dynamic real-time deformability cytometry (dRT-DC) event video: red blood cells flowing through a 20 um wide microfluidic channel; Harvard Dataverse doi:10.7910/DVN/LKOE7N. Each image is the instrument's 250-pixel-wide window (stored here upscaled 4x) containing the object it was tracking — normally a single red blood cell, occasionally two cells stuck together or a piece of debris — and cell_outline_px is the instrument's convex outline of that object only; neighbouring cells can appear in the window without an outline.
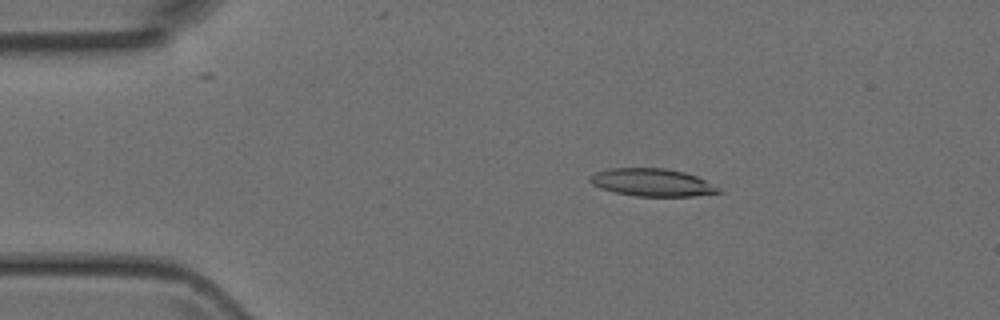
{"species": "Egyptian fruit bat (a non-hibernating species)", "species_latin": "Rousettus aegyptiacus", "temperature_condition": "room temperature", "stored_images_in_passage": 5, "camera_frame_rate_fps": 3000, "um_per_image_px": 0.085, "animal": {"sex": "female"}, "frame": {"image": 1, "passage_image": 3, "time_ms": 2.333, "image_size_px": [1000, 320], "cell_outline_px": [[724, 192], [692, 196], [636, 196], [616, 192], [600, 188], [592, 184], [588, 180], [588, 176], [596, 172], [608, 168], [664, 168], [684, 172], [696, 176], [720, 188]], "centroid_in_image_um": [55.41, 15.5], "position_along_channel_um": 29.6, "area_um2": 20.69}}
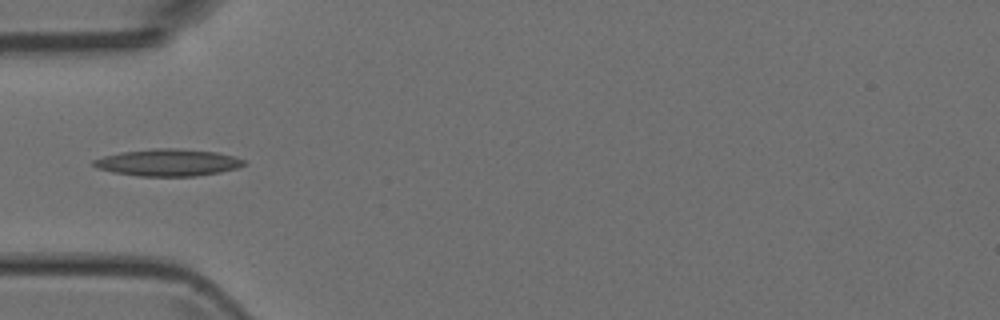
{"frame": {"image": 2, "passage_image": 5, "time_ms": 4.667, "image_size_px": [1000, 320], "cell_outline_px": [[244, 164], [236, 168], [220, 172], [192, 176], [140, 176], [112, 172], [96, 168], [92, 164], [92, 160], [104, 156], [120, 152], [156, 148], [176, 148], [216, 152], [232, 156], [244, 160]], "centroid_in_image_um": [14.22, 13.81], "position_along_channel_um": 70.8, "area_um2": 23.47}}